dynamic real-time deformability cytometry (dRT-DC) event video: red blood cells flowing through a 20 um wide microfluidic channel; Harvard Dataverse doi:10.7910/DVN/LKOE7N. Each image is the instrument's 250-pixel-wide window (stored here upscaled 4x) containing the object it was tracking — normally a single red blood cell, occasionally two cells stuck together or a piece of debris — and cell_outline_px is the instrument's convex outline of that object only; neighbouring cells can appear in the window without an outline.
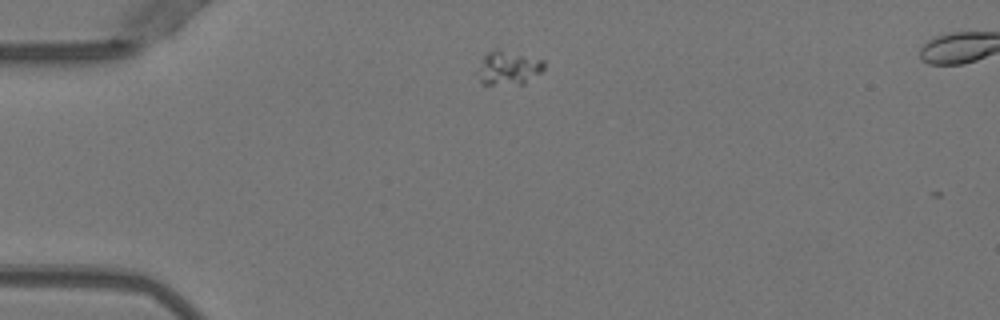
{"species": "Egyptian fruit bat (a non-hibernating species)", "species_latin": "Rousettus aegyptiacus", "temperature_condition": "warm", "stored_images_in_passage": 4, "camera_frame_rate_fps": 3000, "um_per_image_px": 0.085, "animal": {"sex": "female"}, "frame": {"image": 1, "passage_image": 1, "time_ms": 0.0, "image_size_px": [1000, 320], "cell_outline_px": [[544, 68], [540, 72], [524, 84], [480, 84], [476, 72], [484, 56], [488, 52], [496, 48], [544, 60]], "centroid_in_image_um": [43.17, 5.78], "position_along_channel_um": 41.8, "area_um2": 13.12}}
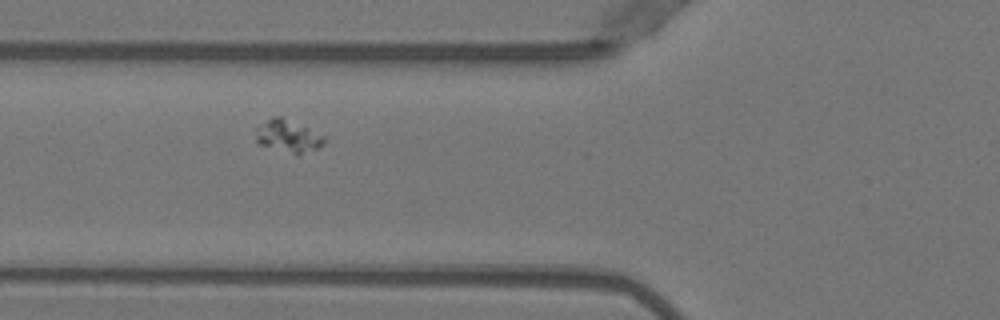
{"frame": {"image": 2, "passage_image": 3, "time_ms": 0.667, "image_size_px": [1000, 320], "cell_outline_px": [[328, 140], [324, 144], [316, 148], [296, 156], [256, 144], [256, 128], [272, 116], [280, 116], [328, 136]], "centroid_in_image_um": [24.51, 11.6], "position_along_channel_um": 101.3, "area_um2": 13.35}}
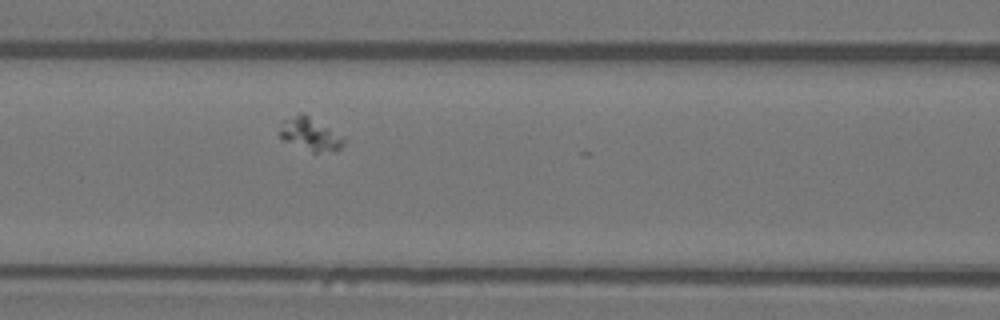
{"frame": {"image": 3, "passage_image": 4, "time_ms": 1.0, "image_size_px": [1000, 320], "cell_outline_px": [[344, 144], [340, 148], [316, 152], [312, 152], [284, 140], [280, 136], [280, 120], [296, 112], [304, 112], [328, 128], [344, 140]], "centroid_in_image_um": [26.24, 11.34], "position_along_channel_um": 140.4, "area_um2": 11.96}}